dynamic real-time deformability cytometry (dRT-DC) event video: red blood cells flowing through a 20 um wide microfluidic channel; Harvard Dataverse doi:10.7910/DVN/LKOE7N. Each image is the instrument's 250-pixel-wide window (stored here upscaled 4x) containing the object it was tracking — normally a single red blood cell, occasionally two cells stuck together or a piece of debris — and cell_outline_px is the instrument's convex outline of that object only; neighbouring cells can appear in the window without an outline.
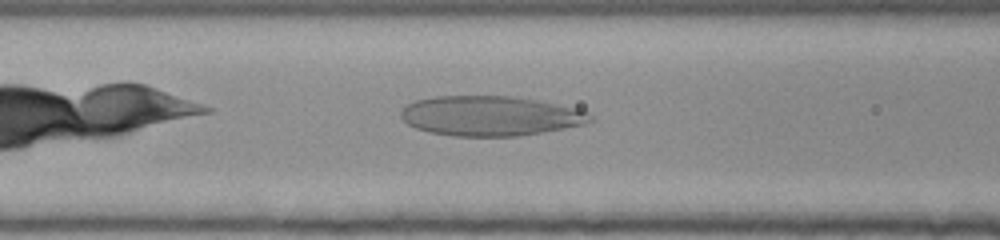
{"species": "human", "species_latin": "Homo sapiens", "temperature_condition": "room temperature", "stored_images_in_passage": 38, "camera_frame_rate_fps": 3000, "um_per_image_px": 0.085, "donor": {"sex": "female"}, "frame": {"image": 1, "passage_image": 7, "time_ms": 2.0, "image_size_px": [1000, 240], "cell_outline_px": [[596, 120], [584, 124], [564, 128], [516, 136], [456, 136], [428, 132], [416, 128], [408, 124], [400, 116], [400, 112], [404, 104], [416, 100], [436, 96], [512, 96], [536, 100], [576, 108], [588, 112]], "centroid_in_image_um": [41.65, 9.84], "position_along_channel_um": 125.0, "area_um2": 43.99}}
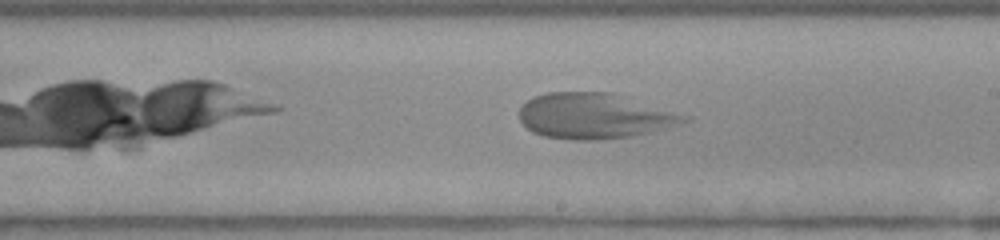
{"frame": {"image": 2, "passage_image": 16, "time_ms": 5.0, "image_size_px": [1000, 240], "cell_outline_px": [[692, 120], [680, 124], [632, 136], [600, 140], [572, 140], [544, 136], [532, 132], [520, 120], [520, 108], [532, 96], [548, 92], [612, 92], [692, 116]], "centroid_in_image_um": [50.56, 9.85], "position_along_channel_um": 238.4, "area_um2": 43.99}}
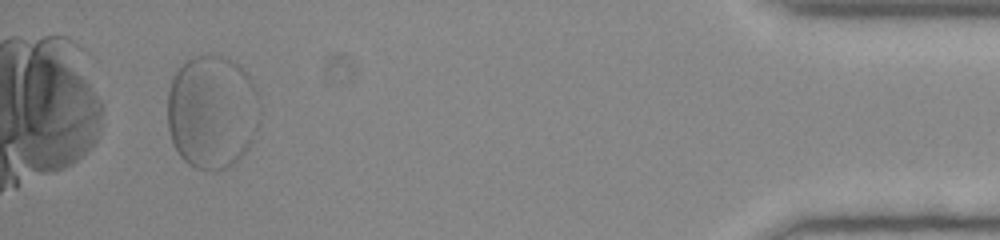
{"frame": {"image": 3, "passage_image": 35, "time_ms": 11.333, "image_size_px": [1000, 240], "cell_outline_px": [[256, 96], [252, 140], [248, 148], [232, 164], [224, 168], [196, 168], [188, 164], [180, 156], [172, 140], [168, 128], [168, 92], [172, 80], [176, 72], [192, 56], [208, 52], [232, 60], [240, 64], [252, 80], [256, 92]], "centroid_in_image_um": [17.96, 9.44], "position_along_channel_um": 417.2, "area_um2": 60.11}}